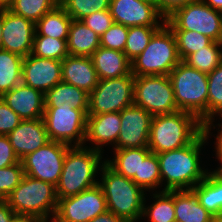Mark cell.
<instances>
[{"label": "cell", "instance_id": "39", "mask_svg": "<svg viewBox=\"0 0 222 222\" xmlns=\"http://www.w3.org/2000/svg\"><path fill=\"white\" fill-rule=\"evenodd\" d=\"M24 175L21 161L12 166L0 168V200H5L10 195Z\"/></svg>", "mask_w": 222, "mask_h": 222}, {"label": "cell", "instance_id": "14", "mask_svg": "<svg viewBox=\"0 0 222 222\" xmlns=\"http://www.w3.org/2000/svg\"><path fill=\"white\" fill-rule=\"evenodd\" d=\"M120 133L114 149L148 147L153 116L132 104L120 111Z\"/></svg>", "mask_w": 222, "mask_h": 222}, {"label": "cell", "instance_id": "53", "mask_svg": "<svg viewBox=\"0 0 222 222\" xmlns=\"http://www.w3.org/2000/svg\"><path fill=\"white\" fill-rule=\"evenodd\" d=\"M213 172L216 173L222 179V171H213Z\"/></svg>", "mask_w": 222, "mask_h": 222}, {"label": "cell", "instance_id": "20", "mask_svg": "<svg viewBox=\"0 0 222 222\" xmlns=\"http://www.w3.org/2000/svg\"><path fill=\"white\" fill-rule=\"evenodd\" d=\"M121 125L120 112L103 113L99 115H88L86 125V141L95 144L92 149L103 152L102 146L111 143L116 145Z\"/></svg>", "mask_w": 222, "mask_h": 222}, {"label": "cell", "instance_id": "41", "mask_svg": "<svg viewBox=\"0 0 222 222\" xmlns=\"http://www.w3.org/2000/svg\"><path fill=\"white\" fill-rule=\"evenodd\" d=\"M87 27L96 32L99 36L105 33L114 23L109 9L96 11L82 19Z\"/></svg>", "mask_w": 222, "mask_h": 222}, {"label": "cell", "instance_id": "1", "mask_svg": "<svg viewBox=\"0 0 222 222\" xmlns=\"http://www.w3.org/2000/svg\"><path fill=\"white\" fill-rule=\"evenodd\" d=\"M213 127L206 129L189 145L157 154L163 191L189 190L201 182L208 171L200 166V151Z\"/></svg>", "mask_w": 222, "mask_h": 222}, {"label": "cell", "instance_id": "42", "mask_svg": "<svg viewBox=\"0 0 222 222\" xmlns=\"http://www.w3.org/2000/svg\"><path fill=\"white\" fill-rule=\"evenodd\" d=\"M21 121L19 115L0 97V135H8Z\"/></svg>", "mask_w": 222, "mask_h": 222}, {"label": "cell", "instance_id": "19", "mask_svg": "<svg viewBox=\"0 0 222 222\" xmlns=\"http://www.w3.org/2000/svg\"><path fill=\"white\" fill-rule=\"evenodd\" d=\"M1 98L22 120L43 118L44 93L37 89L21 82Z\"/></svg>", "mask_w": 222, "mask_h": 222}, {"label": "cell", "instance_id": "46", "mask_svg": "<svg viewBox=\"0 0 222 222\" xmlns=\"http://www.w3.org/2000/svg\"><path fill=\"white\" fill-rule=\"evenodd\" d=\"M90 222H127V221L120 217H117L114 213L107 210L105 213L96 216Z\"/></svg>", "mask_w": 222, "mask_h": 222}, {"label": "cell", "instance_id": "6", "mask_svg": "<svg viewBox=\"0 0 222 222\" xmlns=\"http://www.w3.org/2000/svg\"><path fill=\"white\" fill-rule=\"evenodd\" d=\"M169 78L178 110L193 114L207 127V74L181 61Z\"/></svg>", "mask_w": 222, "mask_h": 222}, {"label": "cell", "instance_id": "49", "mask_svg": "<svg viewBox=\"0 0 222 222\" xmlns=\"http://www.w3.org/2000/svg\"><path fill=\"white\" fill-rule=\"evenodd\" d=\"M11 222H40V221L31 216L16 215L11 220Z\"/></svg>", "mask_w": 222, "mask_h": 222}, {"label": "cell", "instance_id": "8", "mask_svg": "<svg viewBox=\"0 0 222 222\" xmlns=\"http://www.w3.org/2000/svg\"><path fill=\"white\" fill-rule=\"evenodd\" d=\"M165 23L171 30L196 31L222 43L221 12L207 6L202 0H194L177 9L165 19Z\"/></svg>", "mask_w": 222, "mask_h": 222}, {"label": "cell", "instance_id": "28", "mask_svg": "<svg viewBox=\"0 0 222 222\" xmlns=\"http://www.w3.org/2000/svg\"><path fill=\"white\" fill-rule=\"evenodd\" d=\"M72 18L59 4L46 13L35 24V36H50L57 39H67Z\"/></svg>", "mask_w": 222, "mask_h": 222}, {"label": "cell", "instance_id": "21", "mask_svg": "<svg viewBox=\"0 0 222 222\" xmlns=\"http://www.w3.org/2000/svg\"><path fill=\"white\" fill-rule=\"evenodd\" d=\"M62 82L91 93L99 78L91 57L67 55L62 60Z\"/></svg>", "mask_w": 222, "mask_h": 222}, {"label": "cell", "instance_id": "38", "mask_svg": "<svg viewBox=\"0 0 222 222\" xmlns=\"http://www.w3.org/2000/svg\"><path fill=\"white\" fill-rule=\"evenodd\" d=\"M161 184L160 166L157 154L150 152L139 167V186L145 191L157 189Z\"/></svg>", "mask_w": 222, "mask_h": 222}, {"label": "cell", "instance_id": "52", "mask_svg": "<svg viewBox=\"0 0 222 222\" xmlns=\"http://www.w3.org/2000/svg\"><path fill=\"white\" fill-rule=\"evenodd\" d=\"M211 222H222V214L221 215H214L212 217Z\"/></svg>", "mask_w": 222, "mask_h": 222}, {"label": "cell", "instance_id": "35", "mask_svg": "<svg viewBox=\"0 0 222 222\" xmlns=\"http://www.w3.org/2000/svg\"><path fill=\"white\" fill-rule=\"evenodd\" d=\"M161 26H135L128 27V35L124 47V53L132 61L147 47L153 34Z\"/></svg>", "mask_w": 222, "mask_h": 222}, {"label": "cell", "instance_id": "26", "mask_svg": "<svg viewBox=\"0 0 222 222\" xmlns=\"http://www.w3.org/2000/svg\"><path fill=\"white\" fill-rule=\"evenodd\" d=\"M45 107L73 106L77 110H88L89 93L65 82H59L44 94Z\"/></svg>", "mask_w": 222, "mask_h": 222}, {"label": "cell", "instance_id": "27", "mask_svg": "<svg viewBox=\"0 0 222 222\" xmlns=\"http://www.w3.org/2000/svg\"><path fill=\"white\" fill-rule=\"evenodd\" d=\"M199 203L212 215L222 214V179L213 171L192 188Z\"/></svg>", "mask_w": 222, "mask_h": 222}, {"label": "cell", "instance_id": "12", "mask_svg": "<svg viewBox=\"0 0 222 222\" xmlns=\"http://www.w3.org/2000/svg\"><path fill=\"white\" fill-rule=\"evenodd\" d=\"M107 211L106 199L99 184L77 195L58 199L52 222H90Z\"/></svg>", "mask_w": 222, "mask_h": 222}, {"label": "cell", "instance_id": "15", "mask_svg": "<svg viewBox=\"0 0 222 222\" xmlns=\"http://www.w3.org/2000/svg\"><path fill=\"white\" fill-rule=\"evenodd\" d=\"M35 24L9 9H3L1 49L27 57L32 52Z\"/></svg>", "mask_w": 222, "mask_h": 222}, {"label": "cell", "instance_id": "23", "mask_svg": "<svg viewBox=\"0 0 222 222\" xmlns=\"http://www.w3.org/2000/svg\"><path fill=\"white\" fill-rule=\"evenodd\" d=\"M114 158L105 163L116 173L123 175L139 186V167L141 160L151 152L148 147L114 149Z\"/></svg>", "mask_w": 222, "mask_h": 222}, {"label": "cell", "instance_id": "32", "mask_svg": "<svg viewBox=\"0 0 222 222\" xmlns=\"http://www.w3.org/2000/svg\"><path fill=\"white\" fill-rule=\"evenodd\" d=\"M207 79V127H215L213 117L216 114L222 117V63L207 74Z\"/></svg>", "mask_w": 222, "mask_h": 222}, {"label": "cell", "instance_id": "9", "mask_svg": "<svg viewBox=\"0 0 222 222\" xmlns=\"http://www.w3.org/2000/svg\"><path fill=\"white\" fill-rule=\"evenodd\" d=\"M87 116L88 110H77L71 105L45 107L43 120L50 141L85 146Z\"/></svg>", "mask_w": 222, "mask_h": 222}, {"label": "cell", "instance_id": "17", "mask_svg": "<svg viewBox=\"0 0 222 222\" xmlns=\"http://www.w3.org/2000/svg\"><path fill=\"white\" fill-rule=\"evenodd\" d=\"M62 61L29 54L22 64V83L44 94L62 81Z\"/></svg>", "mask_w": 222, "mask_h": 222}, {"label": "cell", "instance_id": "36", "mask_svg": "<svg viewBox=\"0 0 222 222\" xmlns=\"http://www.w3.org/2000/svg\"><path fill=\"white\" fill-rule=\"evenodd\" d=\"M177 42V50L180 60L183 61L188 55L208 46L213 40L208 36L196 31L172 30Z\"/></svg>", "mask_w": 222, "mask_h": 222}, {"label": "cell", "instance_id": "11", "mask_svg": "<svg viewBox=\"0 0 222 222\" xmlns=\"http://www.w3.org/2000/svg\"><path fill=\"white\" fill-rule=\"evenodd\" d=\"M135 76L131 73L118 78L101 79L89 94L88 115L120 112L134 104Z\"/></svg>", "mask_w": 222, "mask_h": 222}, {"label": "cell", "instance_id": "3", "mask_svg": "<svg viewBox=\"0 0 222 222\" xmlns=\"http://www.w3.org/2000/svg\"><path fill=\"white\" fill-rule=\"evenodd\" d=\"M102 153L88 146H70L65 155L63 170L56 192L58 199L77 195L98 184L95 179L101 169Z\"/></svg>", "mask_w": 222, "mask_h": 222}, {"label": "cell", "instance_id": "2", "mask_svg": "<svg viewBox=\"0 0 222 222\" xmlns=\"http://www.w3.org/2000/svg\"><path fill=\"white\" fill-rule=\"evenodd\" d=\"M205 129L196 116L185 111L155 115L151 121L148 148L155 154L180 149L192 143Z\"/></svg>", "mask_w": 222, "mask_h": 222}, {"label": "cell", "instance_id": "13", "mask_svg": "<svg viewBox=\"0 0 222 222\" xmlns=\"http://www.w3.org/2000/svg\"><path fill=\"white\" fill-rule=\"evenodd\" d=\"M69 147L70 145L62 142L49 141L46 145L21 160L24 174L56 186L59 182L65 155Z\"/></svg>", "mask_w": 222, "mask_h": 222}, {"label": "cell", "instance_id": "33", "mask_svg": "<svg viewBox=\"0 0 222 222\" xmlns=\"http://www.w3.org/2000/svg\"><path fill=\"white\" fill-rule=\"evenodd\" d=\"M57 5V0H14L9 10L36 24Z\"/></svg>", "mask_w": 222, "mask_h": 222}, {"label": "cell", "instance_id": "45", "mask_svg": "<svg viewBox=\"0 0 222 222\" xmlns=\"http://www.w3.org/2000/svg\"><path fill=\"white\" fill-rule=\"evenodd\" d=\"M16 216L5 200H0V222H11Z\"/></svg>", "mask_w": 222, "mask_h": 222}, {"label": "cell", "instance_id": "48", "mask_svg": "<svg viewBox=\"0 0 222 222\" xmlns=\"http://www.w3.org/2000/svg\"><path fill=\"white\" fill-rule=\"evenodd\" d=\"M202 1L212 9L222 12V0H202Z\"/></svg>", "mask_w": 222, "mask_h": 222}, {"label": "cell", "instance_id": "10", "mask_svg": "<svg viewBox=\"0 0 222 222\" xmlns=\"http://www.w3.org/2000/svg\"><path fill=\"white\" fill-rule=\"evenodd\" d=\"M133 99L152 116L178 111L169 75L135 76Z\"/></svg>", "mask_w": 222, "mask_h": 222}, {"label": "cell", "instance_id": "51", "mask_svg": "<svg viewBox=\"0 0 222 222\" xmlns=\"http://www.w3.org/2000/svg\"><path fill=\"white\" fill-rule=\"evenodd\" d=\"M3 9H0V49L2 43Z\"/></svg>", "mask_w": 222, "mask_h": 222}, {"label": "cell", "instance_id": "47", "mask_svg": "<svg viewBox=\"0 0 222 222\" xmlns=\"http://www.w3.org/2000/svg\"><path fill=\"white\" fill-rule=\"evenodd\" d=\"M222 124V123H221ZM218 124L219 127H221V131L218 128V135L216 136V143H215V149H216V157L219 159V161L222 163V125ZM214 171H222V165L221 167L217 168Z\"/></svg>", "mask_w": 222, "mask_h": 222}, {"label": "cell", "instance_id": "29", "mask_svg": "<svg viewBox=\"0 0 222 222\" xmlns=\"http://www.w3.org/2000/svg\"><path fill=\"white\" fill-rule=\"evenodd\" d=\"M24 58L0 49V97L22 82Z\"/></svg>", "mask_w": 222, "mask_h": 222}, {"label": "cell", "instance_id": "34", "mask_svg": "<svg viewBox=\"0 0 222 222\" xmlns=\"http://www.w3.org/2000/svg\"><path fill=\"white\" fill-rule=\"evenodd\" d=\"M32 55L62 61L68 53L67 39L50 36H34Z\"/></svg>", "mask_w": 222, "mask_h": 222}, {"label": "cell", "instance_id": "25", "mask_svg": "<svg viewBox=\"0 0 222 222\" xmlns=\"http://www.w3.org/2000/svg\"><path fill=\"white\" fill-rule=\"evenodd\" d=\"M176 220L181 222H211L212 215L199 203L192 189L173 190Z\"/></svg>", "mask_w": 222, "mask_h": 222}, {"label": "cell", "instance_id": "50", "mask_svg": "<svg viewBox=\"0 0 222 222\" xmlns=\"http://www.w3.org/2000/svg\"><path fill=\"white\" fill-rule=\"evenodd\" d=\"M14 0H0V9H9Z\"/></svg>", "mask_w": 222, "mask_h": 222}, {"label": "cell", "instance_id": "16", "mask_svg": "<svg viewBox=\"0 0 222 222\" xmlns=\"http://www.w3.org/2000/svg\"><path fill=\"white\" fill-rule=\"evenodd\" d=\"M109 11L114 22L126 27L162 26L165 23L156 5L144 0H110Z\"/></svg>", "mask_w": 222, "mask_h": 222}, {"label": "cell", "instance_id": "40", "mask_svg": "<svg viewBox=\"0 0 222 222\" xmlns=\"http://www.w3.org/2000/svg\"><path fill=\"white\" fill-rule=\"evenodd\" d=\"M128 35V27L114 22L112 26L100 36V46L124 52Z\"/></svg>", "mask_w": 222, "mask_h": 222}, {"label": "cell", "instance_id": "30", "mask_svg": "<svg viewBox=\"0 0 222 222\" xmlns=\"http://www.w3.org/2000/svg\"><path fill=\"white\" fill-rule=\"evenodd\" d=\"M153 194L154 203L146 206L144 201L142 217H148L150 222H174L176 220L172 191H161Z\"/></svg>", "mask_w": 222, "mask_h": 222}, {"label": "cell", "instance_id": "37", "mask_svg": "<svg viewBox=\"0 0 222 222\" xmlns=\"http://www.w3.org/2000/svg\"><path fill=\"white\" fill-rule=\"evenodd\" d=\"M60 5L72 20H82L96 11L108 10L110 0H63Z\"/></svg>", "mask_w": 222, "mask_h": 222}, {"label": "cell", "instance_id": "31", "mask_svg": "<svg viewBox=\"0 0 222 222\" xmlns=\"http://www.w3.org/2000/svg\"><path fill=\"white\" fill-rule=\"evenodd\" d=\"M183 62L206 74L222 63V43L212 41L208 46L188 55Z\"/></svg>", "mask_w": 222, "mask_h": 222}, {"label": "cell", "instance_id": "18", "mask_svg": "<svg viewBox=\"0 0 222 222\" xmlns=\"http://www.w3.org/2000/svg\"><path fill=\"white\" fill-rule=\"evenodd\" d=\"M7 137L20 161L50 141L43 118L22 120Z\"/></svg>", "mask_w": 222, "mask_h": 222}, {"label": "cell", "instance_id": "22", "mask_svg": "<svg viewBox=\"0 0 222 222\" xmlns=\"http://www.w3.org/2000/svg\"><path fill=\"white\" fill-rule=\"evenodd\" d=\"M91 58L99 80L131 74V61L122 51L100 46Z\"/></svg>", "mask_w": 222, "mask_h": 222}, {"label": "cell", "instance_id": "7", "mask_svg": "<svg viewBox=\"0 0 222 222\" xmlns=\"http://www.w3.org/2000/svg\"><path fill=\"white\" fill-rule=\"evenodd\" d=\"M180 62L175 35L164 23L141 54L131 61V73L134 76L169 75Z\"/></svg>", "mask_w": 222, "mask_h": 222}, {"label": "cell", "instance_id": "4", "mask_svg": "<svg viewBox=\"0 0 222 222\" xmlns=\"http://www.w3.org/2000/svg\"><path fill=\"white\" fill-rule=\"evenodd\" d=\"M101 186L107 210L127 222H137L142 218L145 194L144 189L136 185L132 179L116 173L105 162L100 169Z\"/></svg>", "mask_w": 222, "mask_h": 222}, {"label": "cell", "instance_id": "44", "mask_svg": "<svg viewBox=\"0 0 222 222\" xmlns=\"http://www.w3.org/2000/svg\"><path fill=\"white\" fill-rule=\"evenodd\" d=\"M194 0H155L159 13L166 19L177 9L184 7Z\"/></svg>", "mask_w": 222, "mask_h": 222}, {"label": "cell", "instance_id": "43", "mask_svg": "<svg viewBox=\"0 0 222 222\" xmlns=\"http://www.w3.org/2000/svg\"><path fill=\"white\" fill-rule=\"evenodd\" d=\"M19 161L7 135H0V168L12 166Z\"/></svg>", "mask_w": 222, "mask_h": 222}, {"label": "cell", "instance_id": "24", "mask_svg": "<svg viewBox=\"0 0 222 222\" xmlns=\"http://www.w3.org/2000/svg\"><path fill=\"white\" fill-rule=\"evenodd\" d=\"M99 47L100 36L82 20H72L67 38L69 55L91 57Z\"/></svg>", "mask_w": 222, "mask_h": 222}, {"label": "cell", "instance_id": "54", "mask_svg": "<svg viewBox=\"0 0 222 222\" xmlns=\"http://www.w3.org/2000/svg\"><path fill=\"white\" fill-rule=\"evenodd\" d=\"M144 1H147V2H150V3H154V4H155V0H144Z\"/></svg>", "mask_w": 222, "mask_h": 222}, {"label": "cell", "instance_id": "5", "mask_svg": "<svg viewBox=\"0 0 222 222\" xmlns=\"http://www.w3.org/2000/svg\"><path fill=\"white\" fill-rule=\"evenodd\" d=\"M5 201L16 215L31 216L40 222H48L50 216L52 222L58 206L56 186L27 175Z\"/></svg>", "mask_w": 222, "mask_h": 222}]
</instances>
